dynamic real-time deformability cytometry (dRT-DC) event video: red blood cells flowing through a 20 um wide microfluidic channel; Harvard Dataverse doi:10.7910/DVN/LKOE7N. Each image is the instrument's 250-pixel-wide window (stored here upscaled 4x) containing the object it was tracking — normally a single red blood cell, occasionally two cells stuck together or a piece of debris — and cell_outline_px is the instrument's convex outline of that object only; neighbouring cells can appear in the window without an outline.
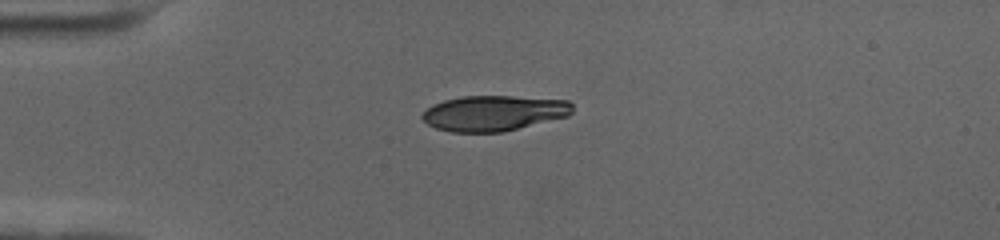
{"species": "human", "species_latin": "Homo sapiens", "temperature_condition": "cold", "stored_images_in_passage": 43, "camera_frame_rate_fps": 3000, "um_per_image_px": 0.085, "donor": {"sex": "female"}, "frame": {"image": 1, "passage_image": 1, "time_ms": 0.0, "image_size_px": [1000, 240], "cell_outline_px": [[572, 112], [568, 116], [500, 132], [452, 132], [436, 128], [428, 124], [420, 116], [432, 104], [444, 100], [464, 96], [512, 96], [568, 100], [572, 104]], "centroid_in_image_um": [41.96, 9.61], "position_along_channel_um": 43.0, "area_um2": 30.81}}
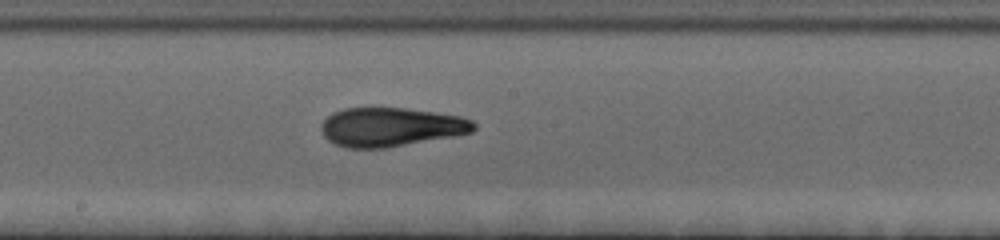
{"frame": {"image": 2, "passage_image": 18, "time_ms": 5.667, "image_size_px": [1000, 240], "cell_outline_px": [[476, 128], [472, 132], [456, 136], [384, 148], [344, 148], [328, 140], [324, 136], [320, 128], [320, 124], [332, 112], [344, 108], [404, 108], [436, 112], [460, 116], [472, 120], [476, 124]], "centroid_in_image_um": [33.22, 10.8], "position_along_channel_um": 215.0, "area_um2": 34.8}}
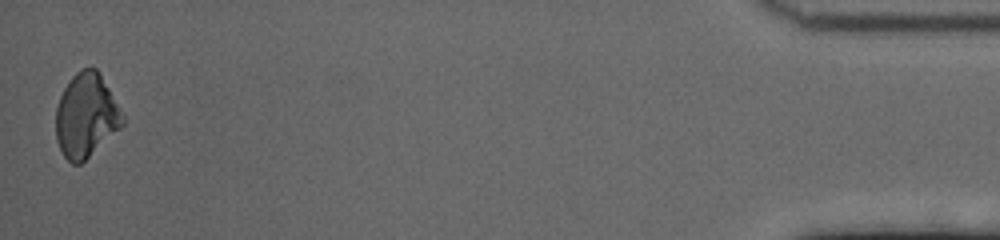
{"frame": {"image": 3, "passage_image": 43, "time_ms": 14.0, "image_size_px": [1000, 240], "cell_outline_px": [[124, 124], [120, 128], [80, 164], [72, 164], [64, 156], [56, 140], [56, 108], [60, 96], [64, 88], [72, 76], [76, 72], [84, 68], [96, 68], [108, 88], [124, 116]], "centroid_in_image_um": [7.3, 9.83], "position_along_channel_um": 427.9, "area_um2": 32.14}, "authors_computed_cell_mechanics": {"area_um2": 34.1598, "velocity_mm_per_s": 3.5478, "shape_relaxation_time_tau1_ms": 4.0364, "shape_relaxation_time_tau2_ms": 1.7673, "deformation_change_tau1": 0.1484, "deformation_change_tau2": 0.067}}